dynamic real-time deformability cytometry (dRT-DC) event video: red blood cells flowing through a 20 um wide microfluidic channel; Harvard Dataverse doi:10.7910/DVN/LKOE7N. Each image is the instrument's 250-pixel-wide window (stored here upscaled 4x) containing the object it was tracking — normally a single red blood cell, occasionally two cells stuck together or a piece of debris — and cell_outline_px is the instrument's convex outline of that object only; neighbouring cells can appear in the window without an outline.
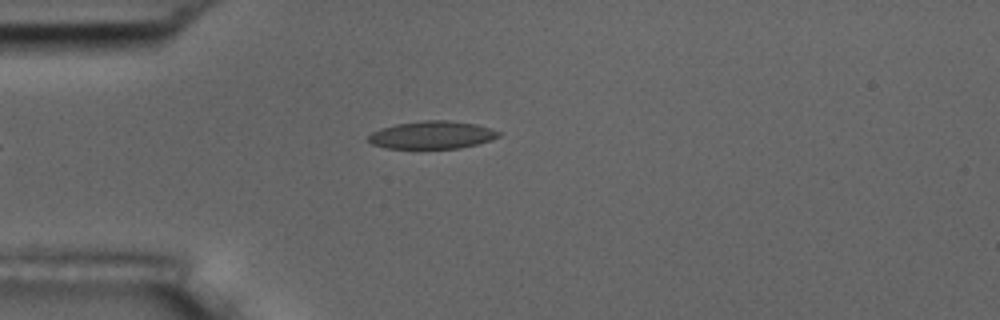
{"species": "common noctule bat (a hibernating species)", "species_latin": "Nyctalus noctula", "temperature_condition": "room temperature", "stored_images_in_passage": 2, "camera_frame_rate_fps": 3000, "um_per_image_px": 0.085, "animal": {"sex": "male", "body_mass_g": 17.5, "forearm_length_mm": 52.3}, "frame": {"image": 1, "passage_image": 2, "time_ms": 1.333, "image_size_px": [1000, 320], "cell_outline_px": [[500, 136], [492, 140], [460, 148], [388, 148], [372, 144], [368, 140], [368, 136], [372, 132], [380, 128], [396, 124], [424, 120], [448, 120], [476, 124], [500, 132]], "centroid_in_image_um": [36.72, 11.47], "position_along_channel_um": 48.3, "area_um2": 20.92}}